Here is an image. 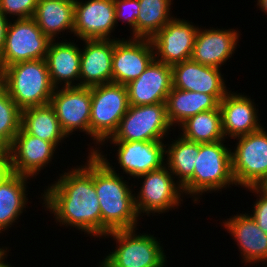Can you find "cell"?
Segmentation results:
<instances>
[{"instance_id": "obj_29", "label": "cell", "mask_w": 267, "mask_h": 267, "mask_svg": "<svg viewBox=\"0 0 267 267\" xmlns=\"http://www.w3.org/2000/svg\"><path fill=\"white\" fill-rule=\"evenodd\" d=\"M178 128L182 131L179 135L196 143H214L225 140L220 108L191 116Z\"/></svg>"}, {"instance_id": "obj_41", "label": "cell", "mask_w": 267, "mask_h": 267, "mask_svg": "<svg viewBox=\"0 0 267 267\" xmlns=\"http://www.w3.org/2000/svg\"><path fill=\"white\" fill-rule=\"evenodd\" d=\"M263 264L265 265V267H267V262L262 263V266H264Z\"/></svg>"}, {"instance_id": "obj_10", "label": "cell", "mask_w": 267, "mask_h": 267, "mask_svg": "<svg viewBox=\"0 0 267 267\" xmlns=\"http://www.w3.org/2000/svg\"><path fill=\"white\" fill-rule=\"evenodd\" d=\"M50 41L33 18H14L7 27L0 71L18 62L45 59Z\"/></svg>"}, {"instance_id": "obj_20", "label": "cell", "mask_w": 267, "mask_h": 267, "mask_svg": "<svg viewBox=\"0 0 267 267\" xmlns=\"http://www.w3.org/2000/svg\"><path fill=\"white\" fill-rule=\"evenodd\" d=\"M222 227L237 242L244 266L267 262V233H264L248 213H237L221 222ZM244 261V262H243ZM256 263V264H255Z\"/></svg>"}, {"instance_id": "obj_15", "label": "cell", "mask_w": 267, "mask_h": 267, "mask_svg": "<svg viewBox=\"0 0 267 267\" xmlns=\"http://www.w3.org/2000/svg\"><path fill=\"white\" fill-rule=\"evenodd\" d=\"M155 58L151 39H116L112 56V83L127 85Z\"/></svg>"}, {"instance_id": "obj_16", "label": "cell", "mask_w": 267, "mask_h": 267, "mask_svg": "<svg viewBox=\"0 0 267 267\" xmlns=\"http://www.w3.org/2000/svg\"><path fill=\"white\" fill-rule=\"evenodd\" d=\"M56 147L48 141L28 134L22 127L15 136L11 147L13 173L28 177H37L40 171L53 162ZM55 153V154H54Z\"/></svg>"}, {"instance_id": "obj_4", "label": "cell", "mask_w": 267, "mask_h": 267, "mask_svg": "<svg viewBox=\"0 0 267 267\" xmlns=\"http://www.w3.org/2000/svg\"><path fill=\"white\" fill-rule=\"evenodd\" d=\"M225 141L200 143L194 175L182 187L185 197L189 195L194 203L198 204L205 192H222L224 188L236 186L232 175V150L228 144L224 145Z\"/></svg>"}, {"instance_id": "obj_2", "label": "cell", "mask_w": 267, "mask_h": 267, "mask_svg": "<svg viewBox=\"0 0 267 267\" xmlns=\"http://www.w3.org/2000/svg\"><path fill=\"white\" fill-rule=\"evenodd\" d=\"M100 148L102 146L93 152V181L101 209L102 239L111 231L137 228L140 217L132 188V185L135 188L137 185L129 186L126 177L113 167V163L110 164L107 154H103Z\"/></svg>"}, {"instance_id": "obj_23", "label": "cell", "mask_w": 267, "mask_h": 267, "mask_svg": "<svg viewBox=\"0 0 267 267\" xmlns=\"http://www.w3.org/2000/svg\"><path fill=\"white\" fill-rule=\"evenodd\" d=\"M76 43L64 39L50 41L45 60L55 88L79 86L81 46Z\"/></svg>"}, {"instance_id": "obj_5", "label": "cell", "mask_w": 267, "mask_h": 267, "mask_svg": "<svg viewBox=\"0 0 267 267\" xmlns=\"http://www.w3.org/2000/svg\"><path fill=\"white\" fill-rule=\"evenodd\" d=\"M137 230H115L104 236L112 237L116 247L104 255L98 267H166L168 261L160 239Z\"/></svg>"}, {"instance_id": "obj_36", "label": "cell", "mask_w": 267, "mask_h": 267, "mask_svg": "<svg viewBox=\"0 0 267 267\" xmlns=\"http://www.w3.org/2000/svg\"><path fill=\"white\" fill-rule=\"evenodd\" d=\"M10 20H12V18H6L0 11V54L2 53L4 48L6 31Z\"/></svg>"}, {"instance_id": "obj_12", "label": "cell", "mask_w": 267, "mask_h": 267, "mask_svg": "<svg viewBox=\"0 0 267 267\" xmlns=\"http://www.w3.org/2000/svg\"><path fill=\"white\" fill-rule=\"evenodd\" d=\"M189 20L173 17L152 38L155 59L173 66L191 59L199 26Z\"/></svg>"}, {"instance_id": "obj_7", "label": "cell", "mask_w": 267, "mask_h": 267, "mask_svg": "<svg viewBox=\"0 0 267 267\" xmlns=\"http://www.w3.org/2000/svg\"><path fill=\"white\" fill-rule=\"evenodd\" d=\"M235 139L231 161L236 186H262L267 181V130L262 127Z\"/></svg>"}, {"instance_id": "obj_31", "label": "cell", "mask_w": 267, "mask_h": 267, "mask_svg": "<svg viewBox=\"0 0 267 267\" xmlns=\"http://www.w3.org/2000/svg\"><path fill=\"white\" fill-rule=\"evenodd\" d=\"M22 110L0 84V150H8L21 129Z\"/></svg>"}, {"instance_id": "obj_39", "label": "cell", "mask_w": 267, "mask_h": 267, "mask_svg": "<svg viewBox=\"0 0 267 267\" xmlns=\"http://www.w3.org/2000/svg\"><path fill=\"white\" fill-rule=\"evenodd\" d=\"M262 187L267 191V181L262 185Z\"/></svg>"}, {"instance_id": "obj_27", "label": "cell", "mask_w": 267, "mask_h": 267, "mask_svg": "<svg viewBox=\"0 0 267 267\" xmlns=\"http://www.w3.org/2000/svg\"><path fill=\"white\" fill-rule=\"evenodd\" d=\"M21 127L28 134L51 142L57 149L68 138L50 104L23 109Z\"/></svg>"}, {"instance_id": "obj_21", "label": "cell", "mask_w": 267, "mask_h": 267, "mask_svg": "<svg viewBox=\"0 0 267 267\" xmlns=\"http://www.w3.org/2000/svg\"><path fill=\"white\" fill-rule=\"evenodd\" d=\"M230 90L220 101L222 128L225 139L254 133L263 125L259 119V108L251 97Z\"/></svg>"}, {"instance_id": "obj_6", "label": "cell", "mask_w": 267, "mask_h": 267, "mask_svg": "<svg viewBox=\"0 0 267 267\" xmlns=\"http://www.w3.org/2000/svg\"><path fill=\"white\" fill-rule=\"evenodd\" d=\"M128 108L126 85L107 83L91 87L90 137L95 147L90 146L89 152L96 151L112 136Z\"/></svg>"}, {"instance_id": "obj_3", "label": "cell", "mask_w": 267, "mask_h": 267, "mask_svg": "<svg viewBox=\"0 0 267 267\" xmlns=\"http://www.w3.org/2000/svg\"><path fill=\"white\" fill-rule=\"evenodd\" d=\"M0 84L21 110L49 104L55 91L45 59L22 61L3 68Z\"/></svg>"}, {"instance_id": "obj_28", "label": "cell", "mask_w": 267, "mask_h": 267, "mask_svg": "<svg viewBox=\"0 0 267 267\" xmlns=\"http://www.w3.org/2000/svg\"><path fill=\"white\" fill-rule=\"evenodd\" d=\"M177 137L172 143L167 141L165 144V165L183 187L194 175L200 143L187 140L181 135Z\"/></svg>"}, {"instance_id": "obj_30", "label": "cell", "mask_w": 267, "mask_h": 267, "mask_svg": "<svg viewBox=\"0 0 267 267\" xmlns=\"http://www.w3.org/2000/svg\"><path fill=\"white\" fill-rule=\"evenodd\" d=\"M137 38L151 39L174 16L171 15L173 0H138Z\"/></svg>"}, {"instance_id": "obj_11", "label": "cell", "mask_w": 267, "mask_h": 267, "mask_svg": "<svg viewBox=\"0 0 267 267\" xmlns=\"http://www.w3.org/2000/svg\"><path fill=\"white\" fill-rule=\"evenodd\" d=\"M49 104L68 137L76 131L90 136L91 87L55 88Z\"/></svg>"}, {"instance_id": "obj_18", "label": "cell", "mask_w": 267, "mask_h": 267, "mask_svg": "<svg viewBox=\"0 0 267 267\" xmlns=\"http://www.w3.org/2000/svg\"><path fill=\"white\" fill-rule=\"evenodd\" d=\"M172 87V66L154 58L137 79L126 85L129 105L165 103Z\"/></svg>"}, {"instance_id": "obj_9", "label": "cell", "mask_w": 267, "mask_h": 267, "mask_svg": "<svg viewBox=\"0 0 267 267\" xmlns=\"http://www.w3.org/2000/svg\"><path fill=\"white\" fill-rule=\"evenodd\" d=\"M174 129L169 122L165 103L134 106L119 122L109 141H165Z\"/></svg>"}, {"instance_id": "obj_35", "label": "cell", "mask_w": 267, "mask_h": 267, "mask_svg": "<svg viewBox=\"0 0 267 267\" xmlns=\"http://www.w3.org/2000/svg\"><path fill=\"white\" fill-rule=\"evenodd\" d=\"M13 174L11 155L8 150H0V183Z\"/></svg>"}, {"instance_id": "obj_37", "label": "cell", "mask_w": 267, "mask_h": 267, "mask_svg": "<svg viewBox=\"0 0 267 267\" xmlns=\"http://www.w3.org/2000/svg\"><path fill=\"white\" fill-rule=\"evenodd\" d=\"M6 247L1 253H0V267H12L11 264L8 262H5V258L7 259L9 253V249ZM14 267V266H13Z\"/></svg>"}, {"instance_id": "obj_1", "label": "cell", "mask_w": 267, "mask_h": 267, "mask_svg": "<svg viewBox=\"0 0 267 267\" xmlns=\"http://www.w3.org/2000/svg\"><path fill=\"white\" fill-rule=\"evenodd\" d=\"M86 162L59 174L42 190V207L54 214L56 223L101 239V209L93 181V152Z\"/></svg>"}, {"instance_id": "obj_25", "label": "cell", "mask_w": 267, "mask_h": 267, "mask_svg": "<svg viewBox=\"0 0 267 267\" xmlns=\"http://www.w3.org/2000/svg\"><path fill=\"white\" fill-rule=\"evenodd\" d=\"M30 178L13 173L8 179L0 183V233L8 231L15 222L18 224L17 220L26 211L25 208H27L29 200L27 185Z\"/></svg>"}, {"instance_id": "obj_8", "label": "cell", "mask_w": 267, "mask_h": 267, "mask_svg": "<svg viewBox=\"0 0 267 267\" xmlns=\"http://www.w3.org/2000/svg\"><path fill=\"white\" fill-rule=\"evenodd\" d=\"M136 179L142 180L139 191H136L137 194L134 193L135 208L139 217H143V214L148 217L152 214V216H157L156 213L162 214L172 209L175 210L183 203L182 186L166 165L158 170L140 175Z\"/></svg>"}, {"instance_id": "obj_34", "label": "cell", "mask_w": 267, "mask_h": 267, "mask_svg": "<svg viewBox=\"0 0 267 267\" xmlns=\"http://www.w3.org/2000/svg\"><path fill=\"white\" fill-rule=\"evenodd\" d=\"M246 189L258 197L253 203L252 213L248 214L256 221L258 227L267 233V191L262 186H251Z\"/></svg>"}, {"instance_id": "obj_17", "label": "cell", "mask_w": 267, "mask_h": 267, "mask_svg": "<svg viewBox=\"0 0 267 267\" xmlns=\"http://www.w3.org/2000/svg\"><path fill=\"white\" fill-rule=\"evenodd\" d=\"M202 27V28H201ZM199 27L191 59L205 66L218 69L234 55L240 38L237 29Z\"/></svg>"}, {"instance_id": "obj_14", "label": "cell", "mask_w": 267, "mask_h": 267, "mask_svg": "<svg viewBox=\"0 0 267 267\" xmlns=\"http://www.w3.org/2000/svg\"><path fill=\"white\" fill-rule=\"evenodd\" d=\"M110 142L117 149L116 158L119 167L134 181L140 175L158 170L165 165V144L166 141H108L105 140L101 145Z\"/></svg>"}, {"instance_id": "obj_38", "label": "cell", "mask_w": 267, "mask_h": 267, "mask_svg": "<svg viewBox=\"0 0 267 267\" xmlns=\"http://www.w3.org/2000/svg\"><path fill=\"white\" fill-rule=\"evenodd\" d=\"M257 1V7L259 10L264 12L267 15V0H256Z\"/></svg>"}, {"instance_id": "obj_22", "label": "cell", "mask_w": 267, "mask_h": 267, "mask_svg": "<svg viewBox=\"0 0 267 267\" xmlns=\"http://www.w3.org/2000/svg\"><path fill=\"white\" fill-rule=\"evenodd\" d=\"M79 86L112 83V56L115 39H83Z\"/></svg>"}, {"instance_id": "obj_13", "label": "cell", "mask_w": 267, "mask_h": 267, "mask_svg": "<svg viewBox=\"0 0 267 267\" xmlns=\"http://www.w3.org/2000/svg\"><path fill=\"white\" fill-rule=\"evenodd\" d=\"M74 15L73 36L78 40L121 39L111 34L117 29L113 0H75Z\"/></svg>"}, {"instance_id": "obj_19", "label": "cell", "mask_w": 267, "mask_h": 267, "mask_svg": "<svg viewBox=\"0 0 267 267\" xmlns=\"http://www.w3.org/2000/svg\"><path fill=\"white\" fill-rule=\"evenodd\" d=\"M221 70L192 59L185 60L172 66L173 88L214 95L221 101L230 89Z\"/></svg>"}, {"instance_id": "obj_33", "label": "cell", "mask_w": 267, "mask_h": 267, "mask_svg": "<svg viewBox=\"0 0 267 267\" xmlns=\"http://www.w3.org/2000/svg\"><path fill=\"white\" fill-rule=\"evenodd\" d=\"M38 0H0V11L8 19L33 18ZM11 16V17H10Z\"/></svg>"}, {"instance_id": "obj_32", "label": "cell", "mask_w": 267, "mask_h": 267, "mask_svg": "<svg viewBox=\"0 0 267 267\" xmlns=\"http://www.w3.org/2000/svg\"><path fill=\"white\" fill-rule=\"evenodd\" d=\"M115 4V20L118 23H125L129 25L131 30L130 38H137V18L139 15V1L138 0H113ZM119 21V22H118ZM133 36V37H132Z\"/></svg>"}, {"instance_id": "obj_24", "label": "cell", "mask_w": 267, "mask_h": 267, "mask_svg": "<svg viewBox=\"0 0 267 267\" xmlns=\"http://www.w3.org/2000/svg\"><path fill=\"white\" fill-rule=\"evenodd\" d=\"M74 5L75 0H38L33 19L44 35L56 41L61 32L73 34Z\"/></svg>"}, {"instance_id": "obj_40", "label": "cell", "mask_w": 267, "mask_h": 267, "mask_svg": "<svg viewBox=\"0 0 267 267\" xmlns=\"http://www.w3.org/2000/svg\"><path fill=\"white\" fill-rule=\"evenodd\" d=\"M4 248H6V246H2V248H1V246H0V253L4 250Z\"/></svg>"}, {"instance_id": "obj_26", "label": "cell", "mask_w": 267, "mask_h": 267, "mask_svg": "<svg viewBox=\"0 0 267 267\" xmlns=\"http://www.w3.org/2000/svg\"><path fill=\"white\" fill-rule=\"evenodd\" d=\"M165 104L169 122L176 127L191 116L218 109L220 101L214 95L172 87Z\"/></svg>"}]
</instances>
